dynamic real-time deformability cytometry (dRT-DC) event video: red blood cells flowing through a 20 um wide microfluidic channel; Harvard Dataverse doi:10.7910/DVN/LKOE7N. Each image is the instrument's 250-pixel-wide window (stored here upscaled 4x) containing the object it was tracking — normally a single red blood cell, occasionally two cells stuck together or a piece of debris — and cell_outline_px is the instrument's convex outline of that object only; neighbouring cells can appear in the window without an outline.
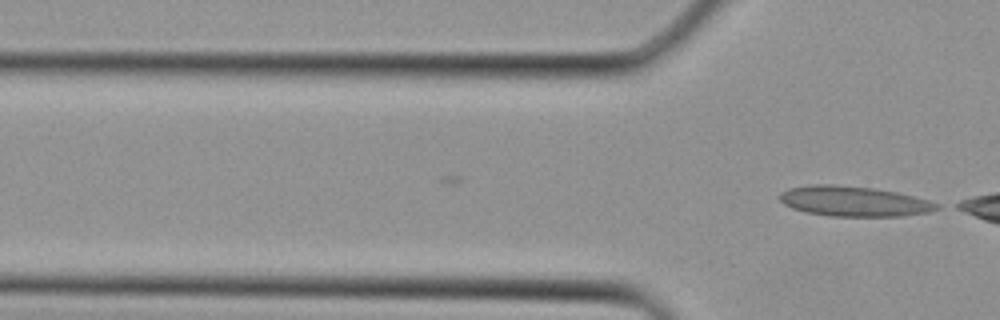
{"species": "Egyptian fruit bat (a non-hibernating species)", "species_latin": "Rousettus aegyptiacus", "temperature_condition": "cold", "stored_images_in_passage": 4, "segment_of_instrument_passage": [2, 2], "camera_frame_rate_fps": 3000, "um_per_image_px": 0.085, "animal": {"sex": "female"}, "frame": {"image": 1, "passage_image": 4, "time_ms": 1.0, "image_size_px": [1000, 320], "cell_outline_px": [[940, 208], [928, 212], [900, 216], [832, 216], [804, 212], [792, 208], [784, 204], [780, 200], [780, 192], [788, 188], [812, 184], [836, 184], [872, 188], [896, 192], [928, 200], [940, 204]], "centroid_in_image_um": [72.54, 17.1], "position_along_channel_um": 53.3, "area_um2": 27.57}}